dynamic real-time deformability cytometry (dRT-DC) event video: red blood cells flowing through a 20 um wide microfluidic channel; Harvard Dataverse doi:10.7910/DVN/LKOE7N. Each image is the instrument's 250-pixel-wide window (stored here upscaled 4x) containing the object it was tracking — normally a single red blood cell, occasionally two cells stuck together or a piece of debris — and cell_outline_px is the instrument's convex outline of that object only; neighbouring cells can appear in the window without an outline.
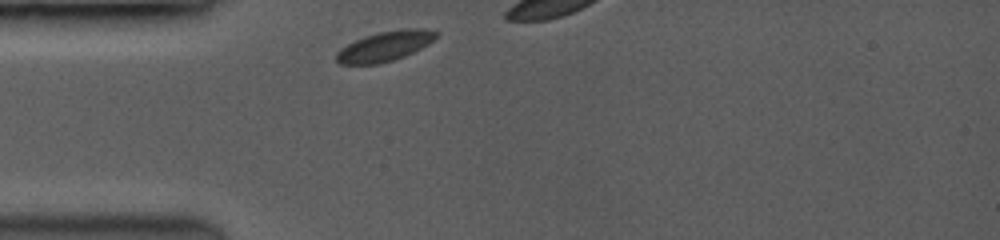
{"species": "common noctule bat (a hibernating species)", "species_latin": "Nyctalus noctula", "temperature_condition": "room temperature", "stored_images_in_passage": 5, "camera_frame_rate_fps": 3500, "um_per_image_px": 0.085, "animal": {"sex": "female", "body_mass_g": 19.0, "forearm_length_mm": 53.3}, "frame": {"image": 1, "passage_image": 1, "time_ms": 0.0, "image_size_px": [1000, 240], "cell_outline_px": [[440, 32], [428, 44], [404, 56], [392, 60], [376, 64], [340, 64], [336, 60], [336, 52], [340, 48], [364, 36], [380, 32], [404, 28], [424, 28]], "centroid_in_image_um": [32.71, 3.92], "position_along_channel_um": 52.3, "area_um2": 17.22}}